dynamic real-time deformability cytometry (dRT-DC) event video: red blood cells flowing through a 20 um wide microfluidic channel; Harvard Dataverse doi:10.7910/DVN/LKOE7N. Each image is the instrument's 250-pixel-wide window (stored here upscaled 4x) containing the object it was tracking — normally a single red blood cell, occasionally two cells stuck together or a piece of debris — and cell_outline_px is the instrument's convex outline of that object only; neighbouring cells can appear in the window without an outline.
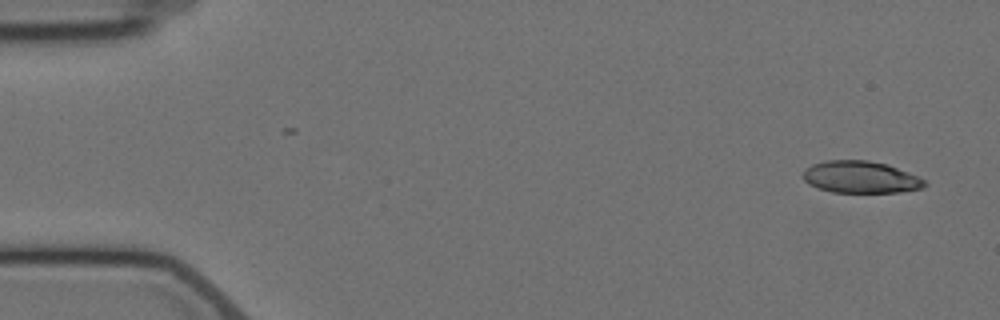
{"species": "Egyptian fruit bat (a non-hibernating species)", "species_latin": "Rousettus aegyptiacus", "temperature_condition": "cold", "stored_images_in_passage": 5, "camera_frame_rate_fps": 3000, "um_per_image_px": 0.085, "animal": {"sex": "female"}, "frame": {"image": 1, "passage_image": 1, "time_ms": 0.0, "image_size_px": [1000, 320], "cell_outline_px": [[928, 184], [924, 188], [900, 192], [832, 192], [816, 188], [808, 184], [800, 176], [804, 168], [812, 164], [828, 160], [868, 160], [888, 164], [908, 172], [924, 180]], "centroid_in_image_um": [73.11, 15.05], "position_along_channel_um": 11.9, "area_um2": 22.95}}
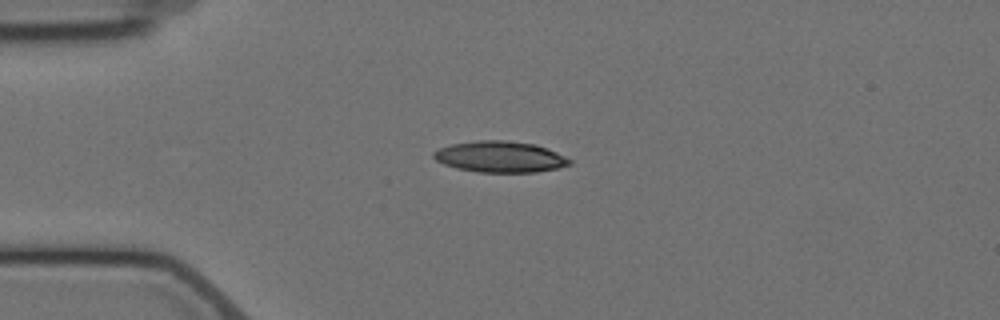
{"frame": {"image": 2, "passage_image": 4, "time_ms": 3.667, "image_size_px": [1000, 320], "cell_outline_px": [[572, 164], [560, 168], [536, 172], [480, 172], [456, 168], [444, 164], [436, 160], [432, 156], [432, 152], [440, 148], [452, 144], [476, 140], [504, 140], [536, 144], [556, 152], [572, 160]], "centroid_in_image_um": [42.52, 13.33], "position_along_channel_um": 42.5, "area_um2": 24.74}}